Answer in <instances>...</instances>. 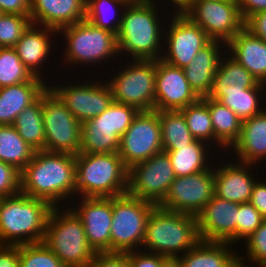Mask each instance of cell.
<instances>
[{"instance_id": "obj_14", "label": "cell", "mask_w": 266, "mask_h": 267, "mask_svg": "<svg viewBox=\"0 0 266 267\" xmlns=\"http://www.w3.org/2000/svg\"><path fill=\"white\" fill-rule=\"evenodd\" d=\"M175 178L171 160L168 154L162 151L129 169L127 193L158 206Z\"/></svg>"}, {"instance_id": "obj_54", "label": "cell", "mask_w": 266, "mask_h": 267, "mask_svg": "<svg viewBox=\"0 0 266 267\" xmlns=\"http://www.w3.org/2000/svg\"><path fill=\"white\" fill-rule=\"evenodd\" d=\"M231 267H262V265L248 263L247 261H244L238 257Z\"/></svg>"}, {"instance_id": "obj_53", "label": "cell", "mask_w": 266, "mask_h": 267, "mask_svg": "<svg viewBox=\"0 0 266 267\" xmlns=\"http://www.w3.org/2000/svg\"><path fill=\"white\" fill-rule=\"evenodd\" d=\"M161 267H182L179 257H165Z\"/></svg>"}, {"instance_id": "obj_35", "label": "cell", "mask_w": 266, "mask_h": 267, "mask_svg": "<svg viewBox=\"0 0 266 267\" xmlns=\"http://www.w3.org/2000/svg\"><path fill=\"white\" fill-rule=\"evenodd\" d=\"M163 149H179L195 138L187 127L181 111H158Z\"/></svg>"}, {"instance_id": "obj_48", "label": "cell", "mask_w": 266, "mask_h": 267, "mask_svg": "<svg viewBox=\"0 0 266 267\" xmlns=\"http://www.w3.org/2000/svg\"><path fill=\"white\" fill-rule=\"evenodd\" d=\"M246 28L255 37L266 41V11L251 15L245 22Z\"/></svg>"}, {"instance_id": "obj_47", "label": "cell", "mask_w": 266, "mask_h": 267, "mask_svg": "<svg viewBox=\"0 0 266 267\" xmlns=\"http://www.w3.org/2000/svg\"><path fill=\"white\" fill-rule=\"evenodd\" d=\"M263 174L253 186L250 203L260 212L266 220V178ZM262 178V180H261ZM264 178V179H263Z\"/></svg>"}, {"instance_id": "obj_20", "label": "cell", "mask_w": 266, "mask_h": 267, "mask_svg": "<svg viewBox=\"0 0 266 267\" xmlns=\"http://www.w3.org/2000/svg\"><path fill=\"white\" fill-rule=\"evenodd\" d=\"M238 206L214 195L196 216L201 241L227 242L236 247Z\"/></svg>"}, {"instance_id": "obj_50", "label": "cell", "mask_w": 266, "mask_h": 267, "mask_svg": "<svg viewBox=\"0 0 266 267\" xmlns=\"http://www.w3.org/2000/svg\"><path fill=\"white\" fill-rule=\"evenodd\" d=\"M0 267H19V245H0Z\"/></svg>"}, {"instance_id": "obj_43", "label": "cell", "mask_w": 266, "mask_h": 267, "mask_svg": "<svg viewBox=\"0 0 266 267\" xmlns=\"http://www.w3.org/2000/svg\"><path fill=\"white\" fill-rule=\"evenodd\" d=\"M265 221L260 212L250 203H240L237 220V248ZM242 242V243H241Z\"/></svg>"}, {"instance_id": "obj_41", "label": "cell", "mask_w": 266, "mask_h": 267, "mask_svg": "<svg viewBox=\"0 0 266 267\" xmlns=\"http://www.w3.org/2000/svg\"><path fill=\"white\" fill-rule=\"evenodd\" d=\"M31 24L30 16L2 14L0 16V48H13Z\"/></svg>"}, {"instance_id": "obj_13", "label": "cell", "mask_w": 266, "mask_h": 267, "mask_svg": "<svg viewBox=\"0 0 266 267\" xmlns=\"http://www.w3.org/2000/svg\"><path fill=\"white\" fill-rule=\"evenodd\" d=\"M166 23L161 60L184 69L211 39L183 13H172Z\"/></svg>"}, {"instance_id": "obj_11", "label": "cell", "mask_w": 266, "mask_h": 267, "mask_svg": "<svg viewBox=\"0 0 266 267\" xmlns=\"http://www.w3.org/2000/svg\"><path fill=\"white\" fill-rule=\"evenodd\" d=\"M45 151L77 155L81 148L82 124L49 88L43 92Z\"/></svg>"}, {"instance_id": "obj_49", "label": "cell", "mask_w": 266, "mask_h": 267, "mask_svg": "<svg viewBox=\"0 0 266 267\" xmlns=\"http://www.w3.org/2000/svg\"><path fill=\"white\" fill-rule=\"evenodd\" d=\"M3 14L30 16V0H0Z\"/></svg>"}, {"instance_id": "obj_8", "label": "cell", "mask_w": 266, "mask_h": 267, "mask_svg": "<svg viewBox=\"0 0 266 267\" xmlns=\"http://www.w3.org/2000/svg\"><path fill=\"white\" fill-rule=\"evenodd\" d=\"M126 61L121 59L117 62L119 69L116 70L115 64L114 68H107L103 75L111 88L113 101L132 106L138 111L155 110L156 61ZM106 75H110L109 78Z\"/></svg>"}, {"instance_id": "obj_22", "label": "cell", "mask_w": 266, "mask_h": 267, "mask_svg": "<svg viewBox=\"0 0 266 267\" xmlns=\"http://www.w3.org/2000/svg\"><path fill=\"white\" fill-rule=\"evenodd\" d=\"M226 154L244 164L266 165V108L242 122L240 136Z\"/></svg>"}, {"instance_id": "obj_6", "label": "cell", "mask_w": 266, "mask_h": 267, "mask_svg": "<svg viewBox=\"0 0 266 267\" xmlns=\"http://www.w3.org/2000/svg\"><path fill=\"white\" fill-rule=\"evenodd\" d=\"M76 197H117L128 191L129 169L118 152L75 155Z\"/></svg>"}, {"instance_id": "obj_30", "label": "cell", "mask_w": 266, "mask_h": 267, "mask_svg": "<svg viewBox=\"0 0 266 267\" xmlns=\"http://www.w3.org/2000/svg\"><path fill=\"white\" fill-rule=\"evenodd\" d=\"M43 93L27 106L15 119L13 127L20 137L36 151H45L43 125Z\"/></svg>"}, {"instance_id": "obj_33", "label": "cell", "mask_w": 266, "mask_h": 267, "mask_svg": "<svg viewBox=\"0 0 266 267\" xmlns=\"http://www.w3.org/2000/svg\"><path fill=\"white\" fill-rule=\"evenodd\" d=\"M35 151L20 137L13 125H0V161L13 165L21 172Z\"/></svg>"}, {"instance_id": "obj_51", "label": "cell", "mask_w": 266, "mask_h": 267, "mask_svg": "<svg viewBox=\"0 0 266 267\" xmlns=\"http://www.w3.org/2000/svg\"><path fill=\"white\" fill-rule=\"evenodd\" d=\"M244 22L258 12L266 11V0H237Z\"/></svg>"}, {"instance_id": "obj_44", "label": "cell", "mask_w": 266, "mask_h": 267, "mask_svg": "<svg viewBox=\"0 0 266 267\" xmlns=\"http://www.w3.org/2000/svg\"><path fill=\"white\" fill-rule=\"evenodd\" d=\"M21 192L20 171L13 165L0 161V198Z\"/></svg>"}, {"instance_id": "obj_1", "label": "cell", "mask_w": 266, "mask_h": 267, "mask_svg": "<svg viewBox=\"0 0 266 267\" xmlns=\"http://www.w3.org/2000/svg\"><path fill=\"white\" fill-rule=\"evenodd\" d=\"M57 36H60V45H63L62 43L64 42V45L59 47V52H62L59 54V59L63 65H61V70H59V73H57V77L58 75L60 76V71L63 73L66 71L64 74L66 76L68 70H73L72 73H78L77 75L80 73L82 76L84 75L86 68L88 72L91 71L90 74L86 72L88 75H97L102 69L101 74L103 76L105 73L103 71L105 70L104 64L107 65V67L110 65L109 68L111 69L112 66H114V63H117L121 60L118 50L117 35L109 30L96 27L86 19L59 29L57 31ZM61 37L62 40L60 39ZM64 65L66 70H63ZM90 65L93 69V72L90 70ZM94 65L95 69L98 68V72L93 68ZM81 66H84L83 69L79 68ZM77 67L80 69V71L77 69Z\"/></svg>"}, {"instance_id": "obj_31", "label": "cell", "mask_w": 266, "mask_h": 267, "mask_svg": "<svg viewBox=\"0 0 266 267\" xmlns=\"http://www.w3.org/2000/svg\"><path fill=\"white\" fill-rule=\"evenodd\" d=\"M208 106L214 137L229 150L238 140L241 133L242 121L228 107L209 96L201 98Z\"/></svg>"}, {"instance_id": "obj_16", "label": "cell", "mask_w": 266, "mask_h": 267, "mask_svg": "<svg viewBox=\"0 0 266 267\" xmlns=\"http://www.w3.org/2000/svg\"><path fill=\"white\" fill-rule=\"evenodd\" d=\"M214 163L204 171L174 179L164 200L162 209L197 216L214 196Z\"/></svg>"}, {"instance_id": "obj_42", "label": "cell", "mask_w": 266, "mask_h": 267, "mask_svg": "<svg viewBox=\"0 0 266 267\" xmlns=\"http://www.w3.org/2000/svg\"><path fill=\"white\" fill-rule=\"evenodd\" d=\"M243 243L245 248L238 251L239 258L252 264L266 262V220Z\"/></svg>"}, {"instance_id": "obj_9", "label": "cell", "mask_w": 266, "mask_h": 267, "mask_svg": "<svg viewBox=\"0 0 266 267\" xmlns=\"http://www.w3.org/2000/svg\"><path fill=\"white\" fill-rule=\"evenodd\" d=\"M98 75H89L90 77L87 74L82 75L86 80L80 79L77 75L75 77L73 74L68 75V78L63 76V79L55 77L53 81L50 78L48 87L81 124L102 114L113 102L111 88L103 76L100 77V73ZM72 76L76 80L72 79ZM56 78L58 82L55 80ZM61 81H65L66 84L64 82L61 84Z\"/></svg>"}, {"instance_id": "obj_28", "label": "cell", "mask_w": 266, "mask_h": 267, "mask_svg": "<svg viewBox=\"0 0 266 267\" xmlns=\"http://www.w3.org/2000/svg\"><path fill=\"white\" fill-rule=\"evenodd\" d=\"M48 87L45 81H28L0 88V125H13L16 117Z\"/></svg>"}, {"instance_id": "obj_17", "label": "cell", "mask_w": 266, "mask_h": 267, "mask_svg": "<svg viewBox=\"0 0 266 267\" xmlns=\"http://www.w3.org/2000/svg\"><path fill=\"white\" fill-rule=\"evenodd\" d=\"M57 39H58V36H57V30L56 29L31 24L27 28V30L23 33V35L21 36L19 41L16 43V45L13 47L16 50V53L19 56L20 60L27 67V69L34 76L39 77L41 79H44L45 82L48 81V84H49V78H47V77L52 76L51 78L54 79L53 77L55 76L56 72H58L57 69L53 70V67H56L59 69V67L61 65L60 62H57V61H60L59 59L57 60V58H58L57 56H58L59 52L57 54L54 53V52L58 51L59 45H57V43L60 44L59 41H57ZM55 42H57V43H55ZM55 44L57 45V48H56ZM54 49H55V51H54ZM56 49H57V51H56ZM52 53L55 54V56L56 55L57 56L54 57V55ZM53 57H54V59H53ZM48 59H51L52 61H50ZM49 62H53L55 64V66L53 63L52 64L50 63V65H49ZM56 62L59 65L56 64ZM48 66H49V68L52 67L51 68L52 70H50L52 72L49 71ZM44 67H46V68H44ZM42 71L43 72L45 71L44 72L45 75L43 74ZM46 72H48V74ZM49 72L52 73V75L49 74ZM46 74H47V76H46Z\"/></svg>"}, {"instance_id": "obj_29", "label": "cell", "mask_w": 266, "mask_h": 267, "mask_svg": "<svg viewBox=\"0 0 266 267\" xmlns=\"http://www.w3.org/2000/svg\"><path fill=\"white\" fill-rule=\"evenodd\" d=\"M236 249L227 242L200 241L179 259L182 267H231L239 257Z\"/></svg>"}, {"instance_id": "obj_56", "label": "cell", "mask_w": 266, "mask_h": 267, "mask_svg": "<svg viewBox=\"0 0 266 267\" xmlns=\"http://www.w3.org/2000/svg\"><path fill=\"white\" fill-rule=\"evenodd\" d=\"M262 265V267H266V262H264L263 264H261Z\"/></svg>"}, {"instance_id": "obj_36", "label": "cell", "mask_w": 266, "mask_h": 267, "mask_svg": "<svg viewBox=\"0 0 266 267\" xmlns=\"http://www.w3.org/2000/svg\"><path fill=\"white\" fill-rule=\"evenodd\" d=\"M81 148L83 153H114L118 152L120 138L106 125L82 123Z\"/></svg>"}, {"instance_id": "obj_21", "label": "cell", "mask_w": 266, "mask_h": 267, "mask_svg": "<svg viewBox=\"0 0 266 267\" xmlns=\"http://www.w3.org/2000/svg\"><path fill=\"white\" fill-rule=\"evenodd\" d=\"M155 110L179 111L200 97L188 83L184 70L161 59L156 60Z\"/></svg>"}, {"instance_id": "obj_38", "label": "cell", "mask_w": 266, "mask_h": 267, "mask_svg": "<svg viewBox=\"0 0 266 267\" xmlns=\"http://www.w3.org/2000/svg\"><path fill=\"white\" fill-rule=\"evenodd\" d=\"M28 81H44L22 63L14 48H0V88Z\"/></svg>"}, {"instance_id": "obj_37", "label": "cell", "mask_w": 266, "mask_h": 267, "mask_svg": "<svg viewBox=\"0 0 266 267\" xmlns=\"http://www.w3.org/2000/svg\"><path fill=\"white\" fill-rule=\"evenodd\" d=\"M259 83L244 66L226 52L214 76L213 87H256Z\"/></svg>"}, {"instance_id": "obj_24", "label": "cell", "mask_w": 266, "mask_h": 267, "mask_svg": "<svg viewBox=\"0 0 266 267\" xmlns=\"http://www.w3.org/2000/svg\"><path fill=\"white\" fill-rule=\"evenodd\" d=\"M226 52L224 42L211 40L183 69L188 83L200 98L210 95L214 76Z\"/></svg>"}, {"instance_id": "obj_4", "label": "cell", "mask_w": 266, "mask_h": 267, "mask_svg": "<svg viewBox=\"0 0 266 267\" xmlns=\"http://www.w3.org/2000/svg\"><path fill=\"white\" fill-rule=\"evenodd\" d=\"M53 207L22 192L0 198V245L43 242Z\"/></svg>"}, {"instance_id": "obj_2", "label": "cell", "mask_w": 266, "mask_h": 267, "mask_svg": "<svg viewBox=\"0 0 266 267\" xmlns=\"http://www.w3.org/2000/svg\"><path fill=\"white\" fill-rule=\"evenodd\" d=\"M21 192L52 207L69 206L76 197V162L71 153L35 151L20 172Z\"/></svg>"}, {"instance_id": "obj_23", "label": "cell", "mask_w": 266, "mask_h": 267, "mask_svg": "<svg viewBox=\"0 0 266 267\" xmlns=\"http://www.w3.org/2000/svg\"><path fill=\"white\" fill-rule=\"evenodd\" d=\"M86 15V0H30L32 24L57 31L81 22Z\"/></svg>"}, {"instance_id": "obj_18", "label": "cell", "mask_w": 266, "mask_h": 267, "mask_svg": "<svg viewBox=\"0 0 266 267\" xmlns=\"http://www.w3.org/2000/svg\"><path fill=\"white\" fill-rule=\"evenodd\" d=\"M69 207L81 219L95 253H111L112 197H75Z\"/></svg>"}, {"instance_id": "obj_55", "label": "cell", "mask_w": 266, "mask_h": 267, "mask_svg": "<svg viewBox=\"0 0 266 267\" xmlns=\"http://www.w3.org/2000/svg\"><path fill=\"white\" fill-rule=\"evenodd\" d=\"M127 5H130V4H136V3H139V2H143V1H146V0H119Z\"/></svg>"}, {"instance_id": "obj_26", "label": "cell", "mask_w": 266, "mask_h": 267, "mask_svg": "<svg viewBox=\"0 0 266 267\" xmlns=\"http://www.w3.org/2000/svg\"><path fill=\"white\" fill-rule=\"evenodd\" d=\"M226 45L227 53L234 60L244 66L258 82L266 84V41L243 28Z\"/></svg>"}, {"instance_id": "obj_25", "label": "cell", "mask_w": 266, "mask_h": 267, "mask_svg": "<svg viewBox=\"0 0 266 267\" xmlns=\"http://www.w3.org/2000/svg\"><path fill=\"white\" fill-rule=\"evenodd\" d=\"M209 97L230 108L243 122L266 108V84L259 83L256 87H212Z\"/></svg>"}, {"instance_id": "obj_52", "label": "cell", "mask_w": 266, "mask_h": 267, "mask_svg": "<svg viewBox=\"0 0 266 267\" xmlns=\"http://www.w3.org/2000/svg\"><path fill=\"white\" fill-rule=\"evenodd\" d=\"M148 1L154 2L158 5L160 4V6L165 7V9L168 12L170 11L171 13H183L190 6L193 0H148Z\"/></svg>"}, {"instance_id": "obj_32", "label": "cell", "mask_w": 266, "mask_h": 267, "mask_svg": "<svg viewBox=\"0 0 266 267\" xmlns=\"http://www.w3.org/2000/svg\"><path fill=\"white\" fill-rule=\"evenodd\" d=\"M180 111L185 117L187 127L195 139L208 143L216 151L218 150L219 154L227 153L228 150L214 137L210 112L207 104L201 98Z\"/></svg>"}, {"instance_id": "obj_39", "label": "cell", "mask_w": 266, "mask_h": 267, "mask_svg": "<svg viewBox=\"0 0 266 267\" xmlns=\"http://www.w3.org/2000/svg\"><path fill=\"white\" fill-rule=\"evenodd\" d=\"M138 113L139 111L132 106L113 101L102 114L88 122L91 125H106L121 139Z\"/></svg>"}, {"instance_id": "obj_5", "label": "cell", "mask_w": 266, "mask_h": 267, "mask_svg": "<svg viewBox=\"0 0 266 267\" xmlns=\"http://www.w3.org/2000/svg\"><path fill=\"white\" fill-rule=\"evenodd\" d=\"M200 241L195 216L155 206L147 219L141 250L180 257Z\"/></svg>"}, {"instance_id": "obj_19", "label": "cell", "mask_w": 266, "mask_h": 267, "mask_svg": "<svg viewBox=\"0 0 266 267\" xmlns=\"http://www.w3.org/2000/svg\"><path fill=\"white\" fill-rule=\"evenodd\" d=\"M216 160L214 161V195L239 204L249 202L254 184L263 175V172L261 175L258 172V168L261 167L237 162L227 154H220Z\"/></svg>"}, {"instance_id": "obj_3", "label": "cell", "mask_w": 266, "mask_h": 267, "mask_svg": "<svg viewBox=\"0 0 266 267\" xmlns=\"http://www.w3.org/2000/svg\"><path fill=\"white\" fill-rule=\"evenodd\" d=\"M166 12L165 8L148 0L126 6L117 34L121 59H161L164 27L171 15V12Z\"/></svg>"}, {"instance_id": "obj_45", "label": "cell", "mask_w": 266, "mask_h": 267, "mask_svg": "<svg viewBox=\"0 0 266 267\" xmlns=\"http://www.w3.org/2000/svg\"><path fill=\"white\" fill-rule=\"evenodd\" d=\"M130 267H161L165 256L143 250L125 253Z\"/></svg>"}, {"instance_id": "obj_15", "label": "cell", "mask_w": 266, "mask_h": 267, "mask_svg": "<svg viewBox=\"0 0 266 267\" xmlns=\"http://www.w3.org/2000/svg\"><path fill=\"white\" fill-rule=\"evenodd\" d=\"M163 151L158 111H139L121 136L118 154L130 169Z\"/></svg>"}, {"instance_id": "obj_7", "label": "cell", "mask_w": 266, "mask_h": 267, "mask_svg": "<svg viewBox=\"0 0 266 267\" xmlns=\"http://www.w3.org/2000/svg\"><path fill=\"white\" fill-rule=\"evenodd\" d=\"M43 243L66 267H89L96 254L81 219L69 206L51 209Z\"/></svg>"}, {"instance_id": "obj_27", "label": "cell", "mask_w": 266, "mask_h": 267, "mask_svg": "<svg viewBox=\"0 0 266 267\" xmlns=\"http://www.w3.org/2000/svg\"><path fill=\"white\" fill-rule=\"evenodd\" d=\"M163 151L168 154L176 177L207 170L216 161V156L220 155L208 143L198 139L179 149H163Z\"/></svg>"}, {"instance_id": "obj_40", "label": "cell", "mask_w": 266, "mask_h": 267, "mask_svg": "<svg viewBox=\"0 0 266 267\" xmlns=\"http://www.w3.org/2000/svg\"><path fill=\"white\" fill-rule=\"evenodd\" d=\"M19 267H66L43 243L19 245Z\"/></svg>"}, {"instance_id": "obj_12", "label": "cell", "mask_w": 266, "mask_h": 267, "mask_svg": "<svg viewBox=\"0 0 266 267\" xmlns=\"http://www.w3.org/2000/svg\"><path fill=\"white\" fill-rule=\"evenodd\" d=\"M183 14L211 40L225 44L244 28L237 0H193Z\"/></svg>"}, {"instance_id": "obj_46", "label": "cell", "mask_w": 266, "mask_h": 267, "mask_svg": "<svg viewBox=\"0 0 266 267\" xmlns=\"http://www.w3.org/2000/svg\"><path fill=\"white\" fill-rule=\"evenodd\" d=\"M89 267H130L125 253H96Z\"/></svg>"}, {"instance_id": "obj_34", "label": "cell", "mask_w": 266, "mask_h": 267, "mask_svg": "<svg viewBox=\"0 0 266 267\" xmlns=\"http://www.w3.org/2000/svg\"><path fill=\"white\" fill-rule=\"evenodd\" d=\"M127 4L119 0H86L85 19L114 34H118Z\"/></svg>"}, {"instance_id": "obj_10", "label": "cell", "mask_w": 266, "mask_h": 267, "mask_svg": "<svg viewBox=\"0 0 266 267\" xmlns=\"http://www.w3.org/2000/svg\"><path fill=\"white\" fill-rule=\"evenodd\" d=\"M155 206L128 193L112 197L111 253L141 250L147 219Z\"/></svg>"}]
</instances>
